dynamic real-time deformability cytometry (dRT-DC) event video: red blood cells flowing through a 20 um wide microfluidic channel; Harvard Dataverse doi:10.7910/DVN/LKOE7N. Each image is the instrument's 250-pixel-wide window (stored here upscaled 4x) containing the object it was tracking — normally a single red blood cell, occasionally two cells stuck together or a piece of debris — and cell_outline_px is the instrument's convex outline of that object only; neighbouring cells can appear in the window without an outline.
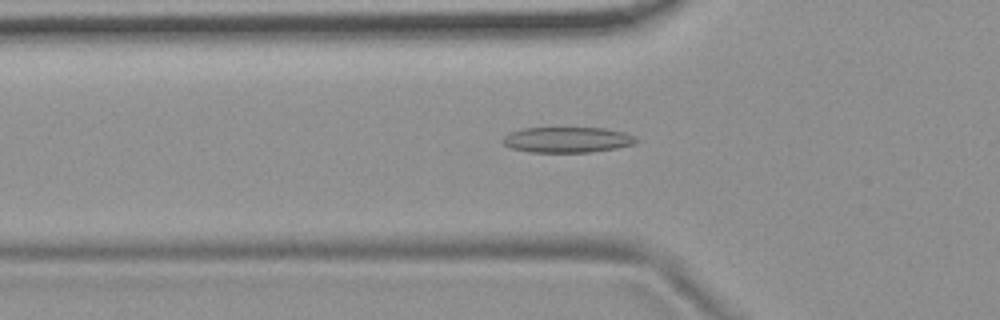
{"species": "common noctule bat (a hibernating species)", "species_latin": "Nyctalus noctula", "temperature_condition": "room temperature", "stored_images_in_passage": 33, "camera_frame_rate_fps": 3000, "um_per_image_px": 0.085, "animal": {"sex": "female", "body_mass_g": 19.9}, "frame": {"image": 1, "passage_image": 7, "time_ms": 2.0, "image_size_px": [1000, 320], "cell_outline_px": [[640, 140], [636, 144], [616, 148], [592, 152], [528, 152], [512, 148], [504, 144], [500, 140], [504, 136], [512, 132], [524, 128], [604, 128], [624, 132], [636, 136]], "centroid_in_image_um": [48.27, 11.88], "position_along_channel_um": 77.5, "area_um2": 20.0}}
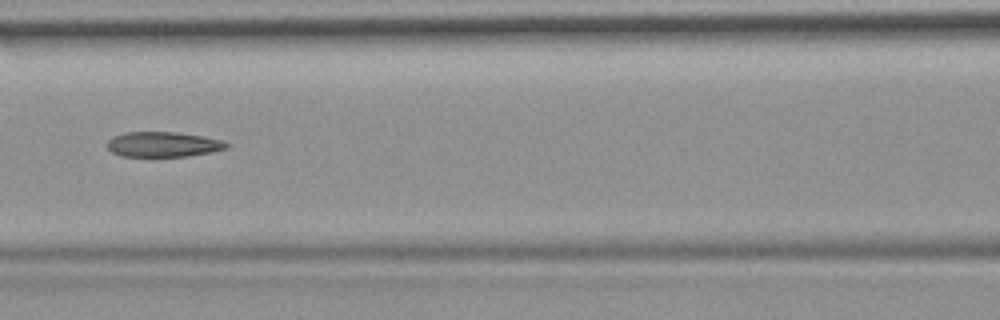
{"frame": {"image": 2, "passage_image": 13, "time_ms": 4.0, "image_size_px": [1000, 320], "cell_outline_px": [[232, 144], [228, 148], [212, 152], [188, 156], [120, 156], [112, 152], [108, 148], [108, 140], [112, 136], [128, 132], [176, 132], [224, 140]], "centroid_in_image_um": [13.91, 12.27], "position_along_channel_um": 152.7, "area_um2": 17.51}}
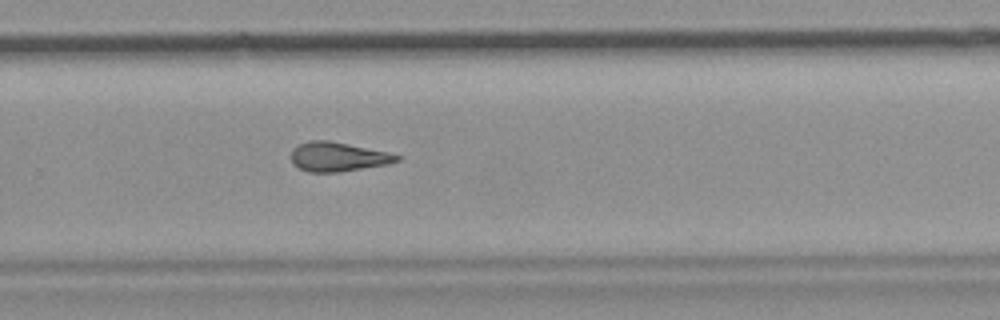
{"frame": {"image": 3, "passage_image": 25, "time_ms": 8.0, "image_size_px": [1000, 320], "cell_outline_px": [[400, 160], [388, 164], [340, 172], [308, 172], [292, 164], [292, 148], [300, 144], [312, 140], [328, 140], [388, 152], [400, 156]], "centroid_in_image_um": [28.71, 13.33], "position_along_channel_um": 301.1, "area_um2": 17.92}}